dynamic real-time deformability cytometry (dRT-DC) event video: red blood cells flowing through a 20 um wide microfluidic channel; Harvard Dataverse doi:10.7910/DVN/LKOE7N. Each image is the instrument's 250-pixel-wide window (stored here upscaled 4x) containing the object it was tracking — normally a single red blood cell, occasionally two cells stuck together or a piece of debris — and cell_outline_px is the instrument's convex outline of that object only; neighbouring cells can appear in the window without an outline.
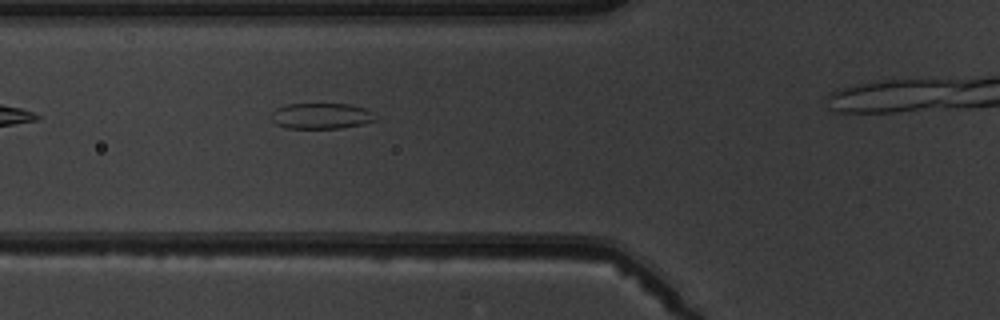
{"species": "common noctule bat (a hibernating species)", "species_latin": "Nyctalus noctula", "temperature_condition": "warm", "stored_images_in_passage": 4, "camera_frame_rate_fps": 3000, "um_per_image_px": 0.085, "animal": {"sex": "male", "body_mass_g": 19.5, "forearm_length_mm": 54.6}, "frame": {"image": 1, "passage_image": 3, "time_ms": 2.333, "image_size_px": [1000, 320], "cell_outline_px": [[376, 120], [360, 124], [340, 128], [284, 128], [276, 124], [272, 120], [272, 112], [276, 108], [284, 104], [348, 104], [364, 108], [372, 112], [376, 116]], "centroid_in_image_um": [27.27, 9.85], "position_along_channel_um": 98.5, "area_um2": 15.61}}